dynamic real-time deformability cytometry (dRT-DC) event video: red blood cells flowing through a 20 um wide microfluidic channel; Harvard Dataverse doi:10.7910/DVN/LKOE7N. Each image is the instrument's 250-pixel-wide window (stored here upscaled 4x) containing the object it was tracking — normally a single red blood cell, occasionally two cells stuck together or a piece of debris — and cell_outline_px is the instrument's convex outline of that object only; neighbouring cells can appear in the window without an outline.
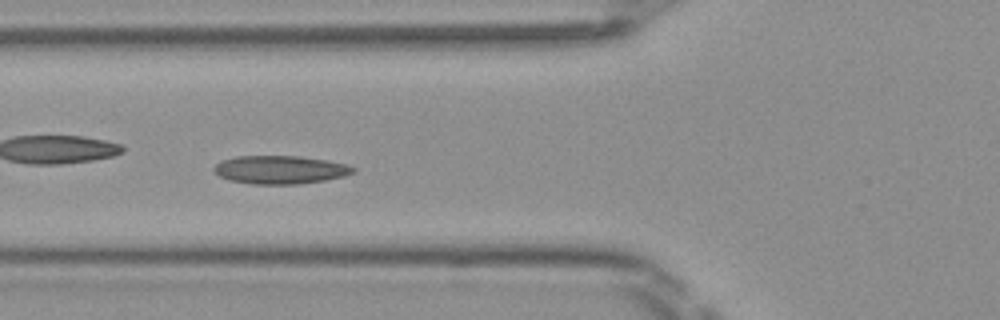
{"species": "Egyptian fruit bat (a non-hibernating species)", "species_latin": "Rousettus aegyptiacus", "temperature_condition": "room temperature", "stored_images_in_passage": 43, "camera_frame_rate_fps": 3000, "um_per_image_px": 0.085, "frame": {"image": 1, "passage_image": 17, "time_ms": 5.333, "image_size_px": [1000, 320], "cell_outline_px": [[356, 172], [344, 176], [324, 180], [296, 184], [252, 184], [228, 180], [220, 176], [212, 168], [220, 160], [236, 156], [300, 156], [328, 160], [344, 164], [356, 168]], "centroid_in_image_um": [23.8, 14.42], "position_along_channel_um": 102.0, "area_um2": 22.95}}
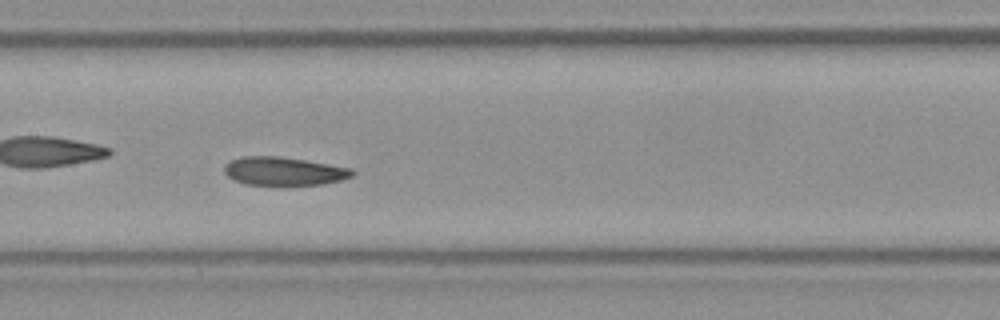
{"frame": {"image": 2, "passage_image": 23, "time_ms": 7.333, "image_size_px": [1000, 320], "cell_outline_px": [[356, 172], [352, 176], [340, 180], [324, 184], [284, 188], [280, 188], [244, 184], [228, 176], [224, 172], [224, 164], [228, 160], [240, 156], [280, 156], [352, 168]], "centroid_in_image_um": [24.1, 14.59], "position_along_channel_um": 183.3, "area_um2": 22.25}}
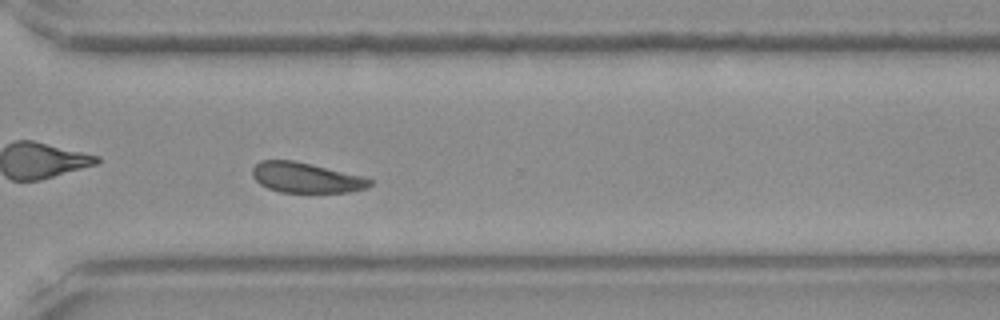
{"frame": {"image": 3, "passage_image": 35, "time_ms": 11.333, "image_size_px": [1000, 320], "cell_outline_px": [[372, 184], [368, 188], [348, 192], [280, 192], [268, 188], [260, 184], [252, 176], [252, 168], [260, 160], [292, 160], [364, 176], [372, 180]], "centroid_in_image_um": [26.01, 15.1], "position_along_channel_um": 344.6, "area_um2": 20.63}, "authors_computed_cell_mechanics": {"area_um2": 22.253, "velocity_mm_per_s": 4.0426, "shape_relaxation_time_tau1_ms": 4.0073, "shape_relaxation_time_tau2_ms": 2.7914, "deformation_change_tau1": 0.0883, "deformation_change_tau2": 0.0816}}